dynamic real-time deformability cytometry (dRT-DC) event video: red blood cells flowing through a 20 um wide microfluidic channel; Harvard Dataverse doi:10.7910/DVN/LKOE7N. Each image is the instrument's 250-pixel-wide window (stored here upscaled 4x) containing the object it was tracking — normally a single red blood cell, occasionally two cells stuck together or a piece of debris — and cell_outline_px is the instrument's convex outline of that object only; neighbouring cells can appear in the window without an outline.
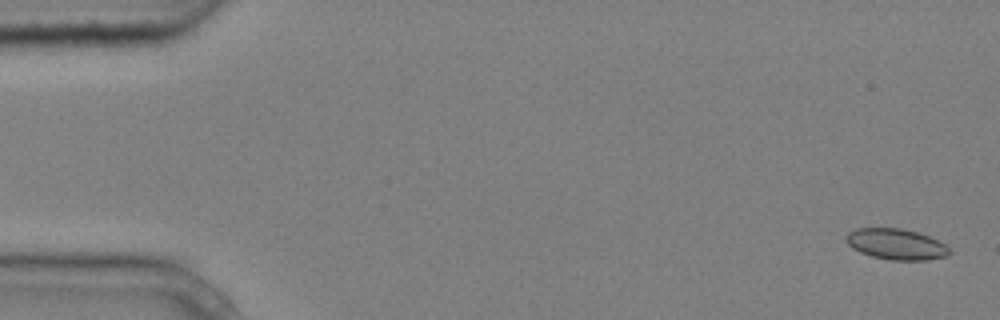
{"species": "common noctule bat (a hibernating species)", "species_latin": "Nyctalus noctula", "temperature_condition": "cold", "stored_images_in_passage": 4, "camera_frame_rate_fps": 3000, "um_per_image_px": 0.085, "animal": {"sex": "male", "body_mass_g": 20.4}, "frame": {"image": 1, "passage_image": 1, "time_ms": 0.0, "image_size_px": [1000, 320], "cell_outline_px": [[952, 252], [948, 256], [924, 260], [892, 260], [872, 256], [860, 252], [852, 248], [844, 240], [848, 232], [856, 228], [900, 228], [916, 232], [928, 236], [944, 244]], "centroid_in_image_um": [76.14, 20.75], "position_along_channel_um": 8.9, "area_um2": 18.5}}
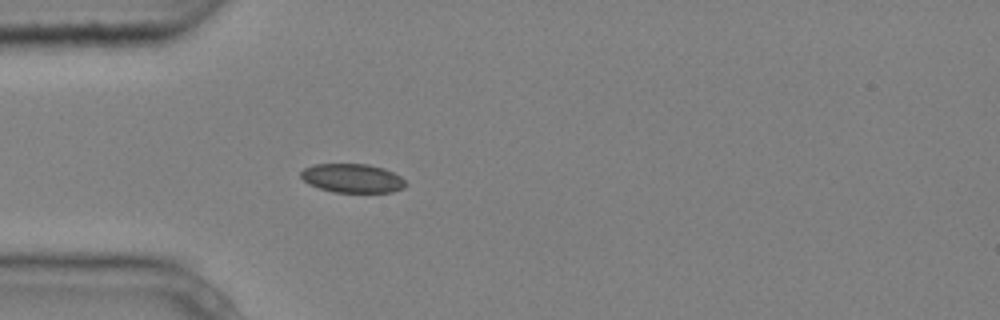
{"frame": {"image": 2, "passage_image": 4, "time_ms": 1.0, "image_size_px": [1000, 320], "cell_outline_px": [[408, 184], [404, 188], [392, 192], [332, 192], [308, 184], [300, 176], [300, 172], [304, 168], [316, 164], [368, 164], [384, 168], [400, 176]], "centroid_in_image_um": [29.96, 15.15], "position_along_channel_um": 55.0, "area_um2": 17.69}}